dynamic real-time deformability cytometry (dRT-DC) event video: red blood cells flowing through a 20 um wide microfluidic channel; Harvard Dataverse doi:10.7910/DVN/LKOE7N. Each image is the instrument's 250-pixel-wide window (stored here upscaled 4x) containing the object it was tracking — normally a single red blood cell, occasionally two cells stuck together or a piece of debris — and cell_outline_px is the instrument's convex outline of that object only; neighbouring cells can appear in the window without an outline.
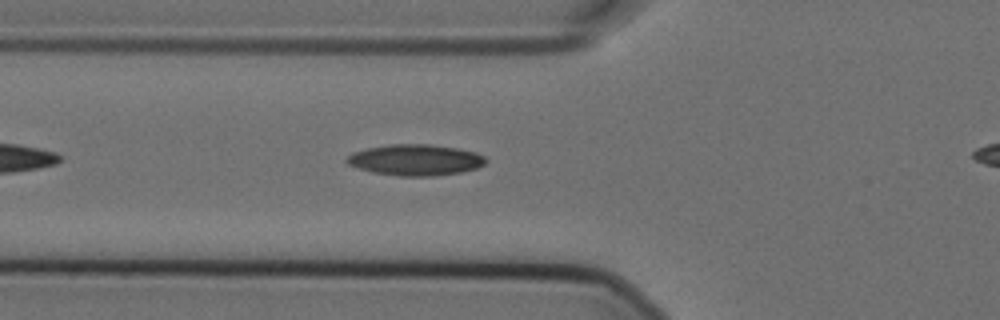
{"species": "Egyptian fruit bat (a non-hibernating species)", "species_latin": "Rousettus aegyptiacus", "temperature_condition": "cold", "stored_images_in_passage": 35, "camera_frame_rate_fps": 3000, "um_per_image_px": 0.085, "animal": {"sex": "female"}, "frame": {"image": 1, "passage_image": 6, "time_ms": 1.667, "image_size_px": [1000, 320], "cell_outline_px": [[488, 160], [484, 164], [476, 168], [460, 172], [432, 176], [400, 176], [372, 172], [348, 164], [344, 160], [352, 152], [368, 148], [392, 144], [432, 144], [456, 148], [476, 152], [484, 156]], "centroid_in_image_um": [35.31, 13.59], "position_along_channel_um": 90.5, "area_um2": 25.09}}
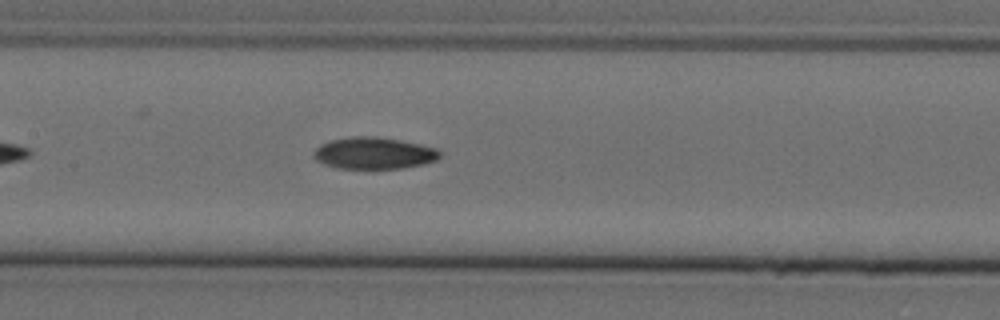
{"frame": {"image": 2, "passage_image": 13, "time_ms": 4.0, "image_size_px": [1000, 320], "cell_outline_px": [[440, 156], [436, 160], [424, 164], [404, 168], [336, 168], [324, 164], [316, 160], [312, 156], [312, 152], [320, 144], [332, 140], [352, 136], [376, 136], [400, 140], [420, 144], [436, 148], [440, 152]], "centroid_in_image_um": [31.76, 13.01], "position_along_channel_um": 175.6, "area_um2": 23.41}}
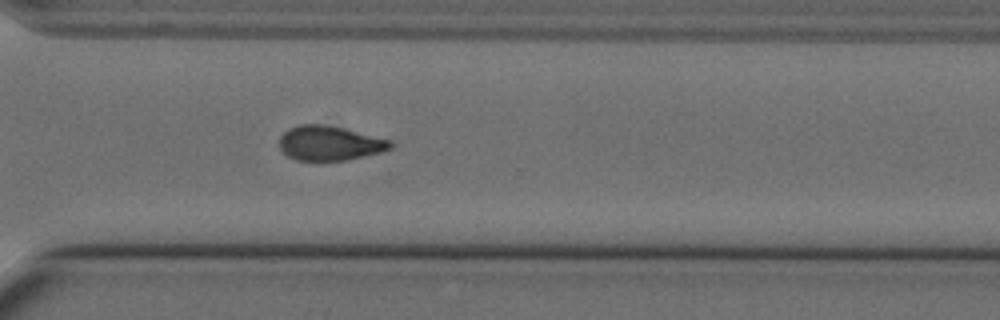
{"frame": {"image": 3, "passage_image": 27, "time_ms": 8.667, "image_size_px": [1000, 320], "cell_outline_px": [[392, 148], [380, 152], [348, 160], [296, 160], [288, 156], [280, 148], [280, 136], [288, 128], [300, 124], [320, 124], [344, 128], [392, 140]], "centroid_in_image_um": [28.02, 12.16], "position_along_channel_um": 342.6, "area_um2": 22.31}, "authors_computed_cell_mechanics": {"area_um2": 23.5246, "velocity_mm_per_s": 3.5948, "shape_relaxation_time_tau1_ms": null, "shape_relaxation_time_tau2_ms": 7.7063, "deformation_change_tau1": null, "deformation_change_tau2": 0.1318}}